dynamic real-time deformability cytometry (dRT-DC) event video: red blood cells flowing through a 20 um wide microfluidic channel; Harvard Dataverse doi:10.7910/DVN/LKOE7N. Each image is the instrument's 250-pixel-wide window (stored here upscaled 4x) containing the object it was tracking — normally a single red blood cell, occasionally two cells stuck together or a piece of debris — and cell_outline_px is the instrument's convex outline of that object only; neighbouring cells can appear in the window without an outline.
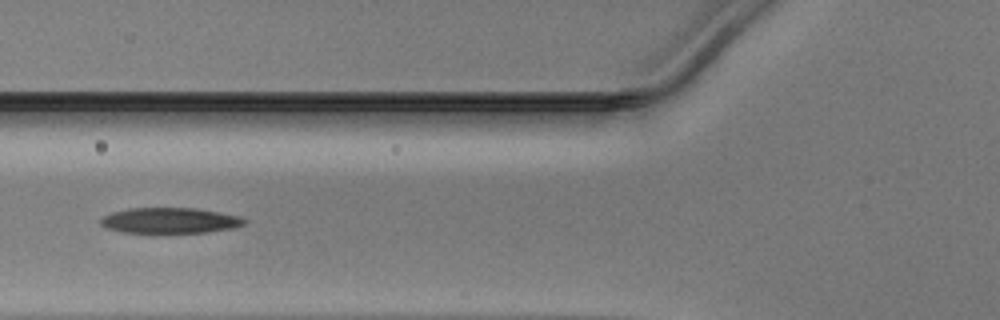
{"species": "Egyptian fruit bat (a non-hibernating species)", "species_latin": "Rousettus aegyptiacus", "temperature_condition": "warm", "stored_images_in_passage": 35, "camera_frame_rate_fps": 3000, "um_per_image_px": 0.085, "animal": {"sex": "male"}, "frame": {"image": 1, "passage_image": 5, "time_ms": 1.333, "image_size_px": [1000, 320], "cell_outline_px": [[248, 220], [244, 224], [232, 228], [208, 232], [156, 236], [124, 232], [108, 228], [100, 224], [100, 220], [104, 216], [112, 212], [128, 208], [196, 208], [220, 212], [240, 216]], "centroid_in_image_um": [14.44, 18.79], "position_along_channel_um": 111.4, "area_um2": 22.48}}
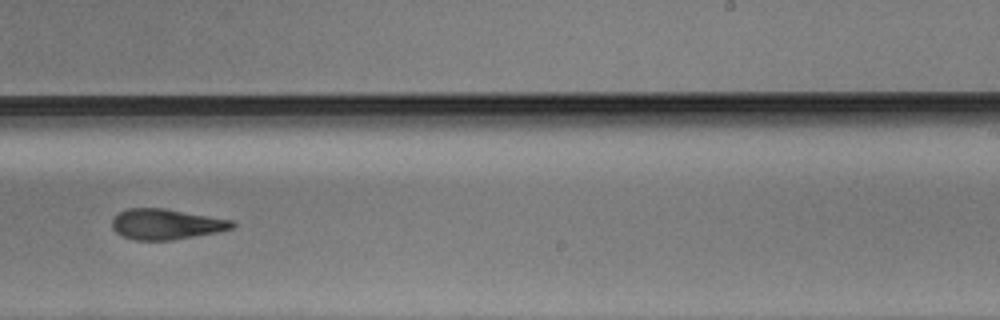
{"frame": {"image": 2, "passage_image": 17, "time_ms": 5.333, "image_size_px": [1000, 320], "cell_outline_px": [[236, 224], [232, 228], [216, 232], [172, 240], [136, 240], [120, 236], [112, 228], [112, 220], [120, 212], [128, 208], [164, 208], [232, 220]], "centroid_in_image_um": [14.09, 19.06], "position_along_channel_um": 274.9, "area_um2": 21.21}}
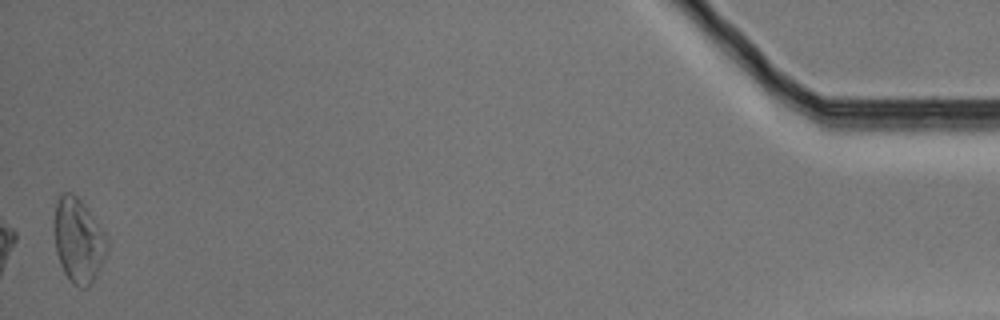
{"frame": {"image": 3, "passage_image": 35, "time_ms": 11.333, "image_size_px": [1000, 320], "cell_outline_px": [[108, 252], [96, 276], [88, 288], [80, 288], [72, 284], [64, 272], [60, 264], [56, 252], [52, 220], [56, 200], [60, 192], [72, 192], [84, 204], [108, 232]], "centroid_in_image_um": [6.67, 20.4], "position_along_channel_um": 428.5, "area_um2": 27.11}}